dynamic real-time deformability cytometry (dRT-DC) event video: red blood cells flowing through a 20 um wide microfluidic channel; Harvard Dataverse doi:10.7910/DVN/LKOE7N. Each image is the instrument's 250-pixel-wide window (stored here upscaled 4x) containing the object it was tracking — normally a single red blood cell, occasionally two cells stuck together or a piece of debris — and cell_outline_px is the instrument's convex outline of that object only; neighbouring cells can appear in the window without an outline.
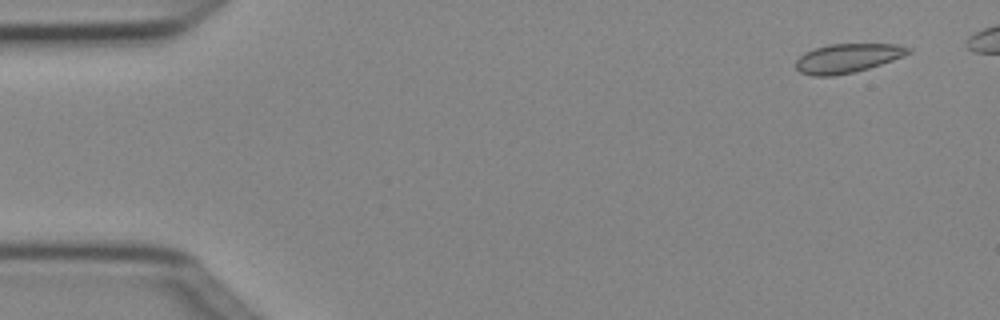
{"species": "Egyptian fruit bat (a non-hibernating species)", "species_latin": "Rousettus aegyptiacus", "temperature_condition": "cold", "stored_images_in_passage": 4, "camera_frame_rate_fps": 3000, "um_per_image_px": 0.085, "animal": {"sex": "female"}, "frame": {"image": 1, "passage_image": 1, "time_ms": 0.0, "image_size_px": [1000, 320], "cell_outline_px": [[912, 52], [904, 56], [868, 68], [852, 72], [832, 76], [812, 76], [800, 72], [796, 68], [796, 60], [804, 52], [828, 44], [896, 44], [912, 48]], "centroid_in_image_um": [72.03, 4.94], "position_along_channel_um": 13.0, "area_um2": 18.96}}